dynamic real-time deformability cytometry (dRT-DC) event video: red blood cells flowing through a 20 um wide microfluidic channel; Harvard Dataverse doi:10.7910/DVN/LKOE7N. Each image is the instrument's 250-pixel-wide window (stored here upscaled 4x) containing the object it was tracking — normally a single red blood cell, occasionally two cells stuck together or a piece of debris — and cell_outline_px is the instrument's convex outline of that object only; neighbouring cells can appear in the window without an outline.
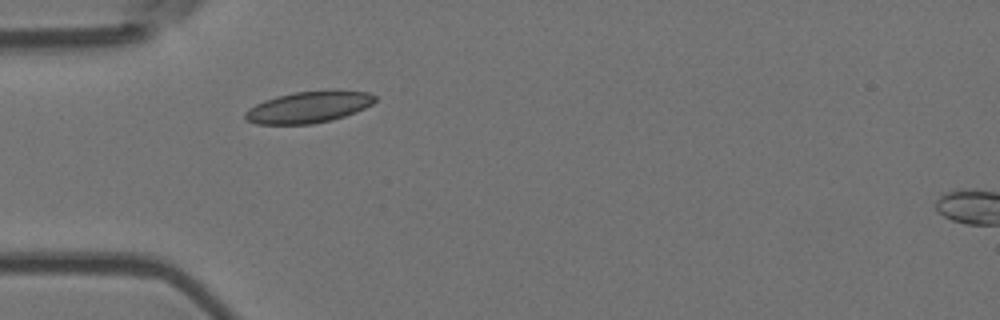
{"species": "Egyptian fruit bat (a non-hibernating species)", "species_latin": "Rousettus aegyptiacus", "temperature_condition": "room temperature", "stored_images_in_passage": 36, "camera_frame_rate_fps": 3000, "um_per_image_px": 0.085, "animal": {"sex": "female"}, "frame": {"image": 1, "passage_image": 1, "time_ms": 0.0, "image_size_px": [1000, 320], "cell_outline_px": [[376, 100], [372, 104], [356, 112], [332, 120], [312, 124], [256, 124], [248, 120], [244, 116], [244, 112], [248, 108], [264, 100], [276, 96], [296, 92], [328, 88], [340, 88], [368, 92], [376, 96]], "centroid_in_image_um": [26.28, 9.06], "position_along_channel_um": 58.7, "area_um2": 24.45}}
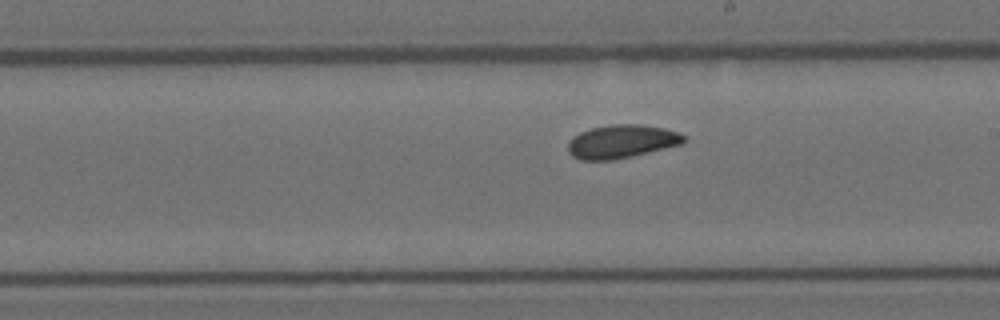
{"frame": {"image": 2, "passage_image": 16, "time_ms": 5.0, "image_size_px": [1000, 320], "cell_outline_px": [[688, 140], [684, 144], [632, 156], [612, 160], [580, 160], [572, 156], [568, 152], [568, 140], [572, 136], [580, 132], [592, 128], [612, 124], [640, 124], [664, 128], [680, 132]], "centroid_in_image_um": [52.85, 12.03], "position_along_channel_um": 236.1, "area_um2": 22.83}}
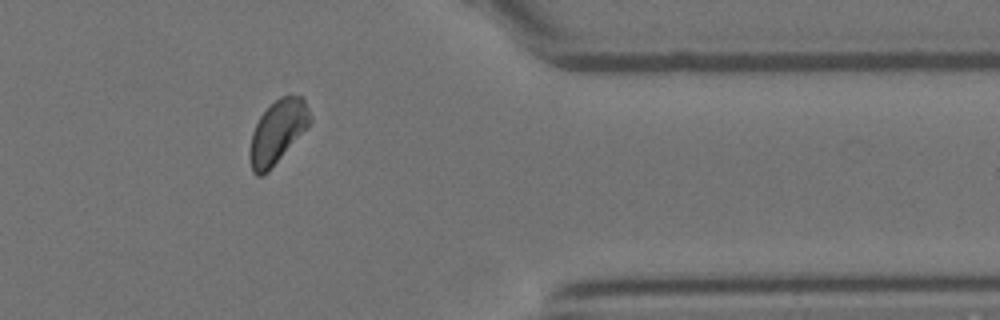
{"frame": {"image": 3, "passage_image": 30, "time_ms": 9.667, "image_size_px": [1000, 320], "cell_outline_px": [[312, 120], [268, 172], [260, 176], [256, 176], [252, 172], [248, 156], [248, 152], [252, 132], [260, 116], [280, 96], [288, 92], [304, 96], [312, 116]], "centroid_in_image_um": [23.58, 11.16], "position_along_channel_um": 387.8, "area_um2": 22.31}, "authors_computed_cell_mechanics": {"area_um2": 22.3397, "velocity_mm_per_s": 3.6228, "shape_relaxation_time_tau1_ms": 9.3394, "shape_relaxation_time_tau2_ms": 4.5684, "deformation_change_tau1": 0.136, "deformation_change_tau2": 0.0713}}